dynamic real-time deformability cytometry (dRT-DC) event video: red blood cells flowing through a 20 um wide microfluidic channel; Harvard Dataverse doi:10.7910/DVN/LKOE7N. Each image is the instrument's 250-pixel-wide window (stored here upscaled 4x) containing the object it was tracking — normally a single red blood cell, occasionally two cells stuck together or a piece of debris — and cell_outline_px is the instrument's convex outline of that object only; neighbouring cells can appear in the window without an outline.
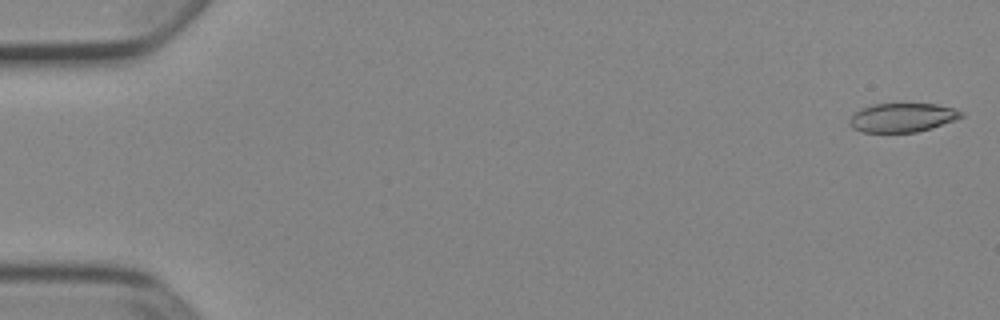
{"species": "Egyptian fruit bat (a non-hibernating species)", "species_latin": "Rousettus aegyptiacus", "temperature_condition": "cold", "stored_images_in_passage": 52, "camera_frame_rate_fps": 3000, "um_per_image_px": 0.085, "animal": {"sex": "female"}, "frame": {"image": 1, "passage_image": 1, "time_ms": 0.0, "image_size_px": [1000, 320], "cell_outline_px": [[964, 116], [956, 120], [932, 128], [916, 132], [860, 132], [852, 128], [852, 116], [860, 108], [872, 104], [936, 104], [952, 108], [964, 112]], "centroid_in_image_um": [76.74, 9.99], "position_along_channel_um": 8.3, "area_um2": 18.73}}
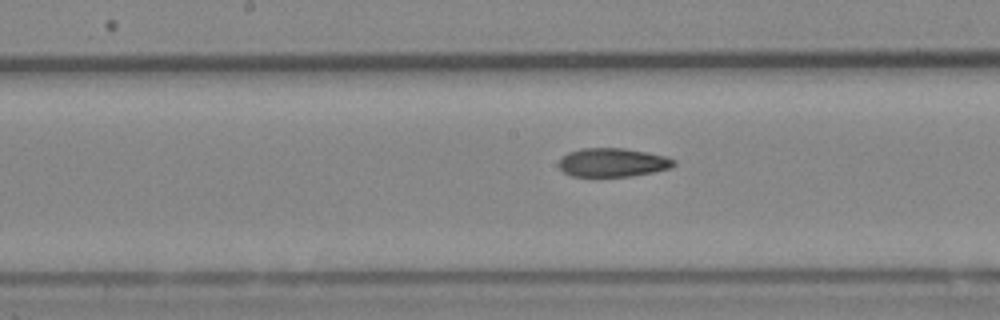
{"frame": {"image": 2, "passage_image": 27, "time_ms": 8.667, "image_size_px": [1000, 320], "cell_outline_px": [[676, 164], [672, 168], [632, 176], [572, 176], [564, 172], [556, 164], [568, 152], [580, 148], [624, 148], [648, 152], [664, 156], [676, 160]], "centroid_in_image_um": [52.08, 13.8], "position_along_channel_um": 196.1, "area_um2": 19.31}}
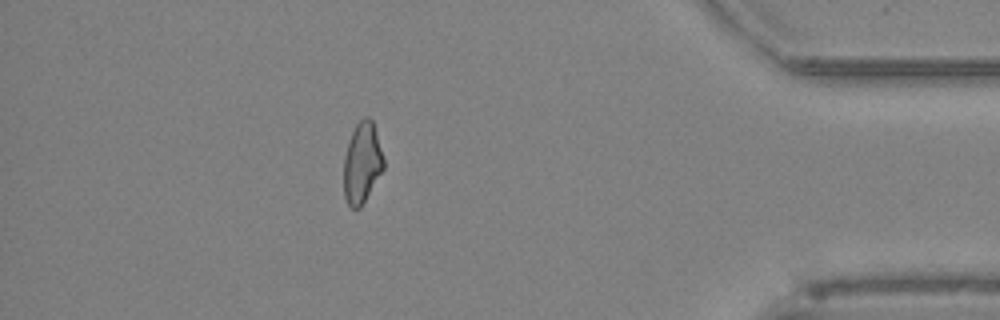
{"frame": {"image": 3, "passage_image": 46, "time_ms": 15.0, "image_size_px": [1000, 320], "cell_outline_px": [[384, 168], [360, 208], [352, 208], [348, 204], [344, 196], [344, 156], [348, 140], [356, 124], [364, 116], [368, 116], [372, 120], [384, 160]], "centroid_in_image_um": [30.76, 13.83], "position_along_channel_um": 404.4, "area_um2": 18.61}, "authors_computed_cell_mechanics": {"area_um2": 19.7965, "velocity_mm_per_s": 3.9204, "shape_relaxation_time_tau1_ms": null, "shape_relaxation_time_tau2_ms": 3.0815, "deformation_change_tau1": null, "deformation_change_tau2": 0.1008}}